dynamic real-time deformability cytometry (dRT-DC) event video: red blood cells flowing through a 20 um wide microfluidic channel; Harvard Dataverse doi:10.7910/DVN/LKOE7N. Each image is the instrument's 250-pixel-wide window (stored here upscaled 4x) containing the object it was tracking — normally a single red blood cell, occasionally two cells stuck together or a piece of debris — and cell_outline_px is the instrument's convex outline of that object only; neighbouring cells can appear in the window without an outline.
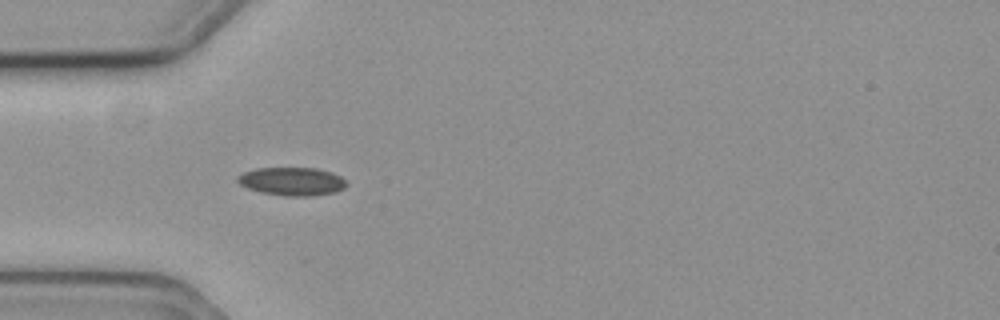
{"species": "common noctule bat (a hibernating species)", "species_latin": "Nyctalus noctula", "temperature_condition": "cold", "stored_images_in_passage": 6, "camera_frame_rate_fps": 3000, "um_per_image_px": 0.085, "animal": {"sex": "female", "body_mass_g": 19.3, "forearm_length_mm": 54.1}, "frame": {"image": 1, "passage_image": 5, "time_ms": 1.333, "image_size_px": [1000, 320], "cell_outline_px": [[348, 184], [344, 188], [336, 192], [308, 196], [284, 196], [260, 192], [248, 188], [240, 184], [236, 180], [236, 176], [244, 172], [256, 168], [316, 168], [332, 172], [340, 176]], "centroid_in_image_um": [24.81, 15.42], "position_along_channel_um": 60.2, "area_um2": 17.98}}
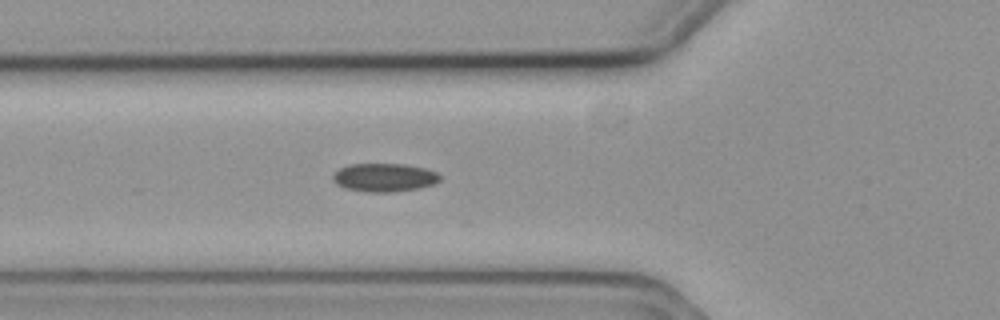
{"frame": {"image": 2, "passage_image": 6, "time_ms": 1.667, "image_size_px": [1000, 320], "cell_outline_px": [[440, 180], [436, 184], [420, 188], [392, 192], [368, 192], [344, 188], [336, 184], [332, 180], [332, 176], [340, 168], [348, 164], [404, 164], [424, 168], [436, 172], [440, 176]], "centroid_in_image_um": [32.66, 15.09], "position_along_channel_um": 93.1, "area_um2": 17.8}}